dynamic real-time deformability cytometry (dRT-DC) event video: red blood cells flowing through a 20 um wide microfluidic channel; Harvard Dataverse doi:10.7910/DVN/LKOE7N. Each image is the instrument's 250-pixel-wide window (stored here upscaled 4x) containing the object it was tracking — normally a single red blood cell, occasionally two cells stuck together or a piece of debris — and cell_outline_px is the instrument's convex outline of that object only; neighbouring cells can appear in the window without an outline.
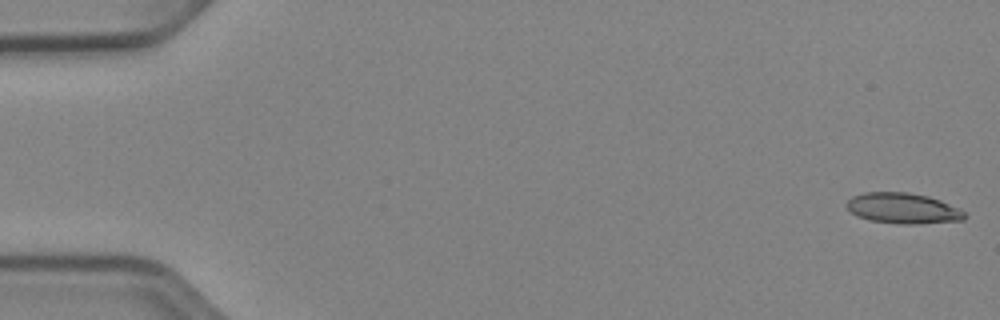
{"species": "Egyptian fruit bat (a non-hibernating species)", "species_latin": "Rousettus aegyptiacus", "temperature_condition": "cold", "stored_images_in_passage": 52, "camera_frame_rate_fps": 3000, "um_per_image_px": 0.085, "animal": {"sex": "female"}, "frame": {"image": 1, "passage_image": 1, "time_ms": 0.0, "image_size_px": [1000, 320], "cell_outline_px": [[968, 216], [964, 220], [916, 224], [900, 224], [868, 220], [856, 216], [848, 208], [848, 200], [852, 196], [864, 192], [908, 192], [928, 196], [940, 200], [960, 208]], "centroid_in_image_um": [76.78, 17.71], "position_along_channel_um": 8.2, "area_um2": 21.15}}
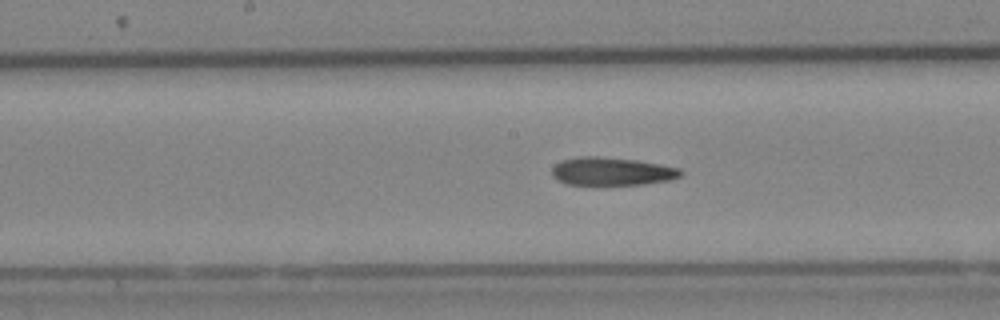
{"frame": {"image": 2, "passage_image": 27, "time_ms": 8.667, "image_size_px": [1000, 320], "cell_outline_px": [[684, 172], [680, 176], [672, 180], [644, 184], [596, 188], [564, 184], [556, 180], [552, 176], [552, 168], [560, 160], [576, 156], [596, 156], [636, 160], [660, 164], [680, 168]], "centroid_in_image_um": [51.94, 14.62], "position_along_channel_um": 196.3, "area_um2": 22.37}}
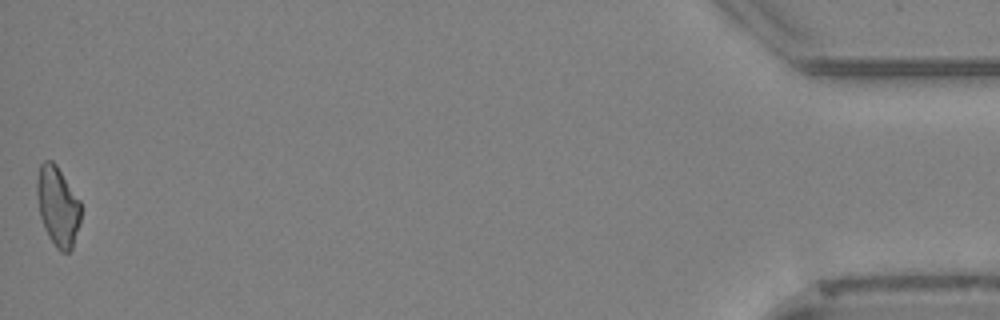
{"frame": {"image": 3, "passage_image": 52, "time_ms": 17.0, "image_size_px": [1000, 320], "cell_outline_px": [[80, 224], [72, 248], [68, 252], [60, 252], [56, 248], [48, 236], [44, 228], [40, 216], [36, 196], [36, 180], [40, 164], [44, 160], [52, 160], [56, 164], [80, 200]], "centroid_in_image_um": [4.89, 17.52], "position_along_channel_um": 430.3, "area_um2": 20.58}, "authors_computed_cell_mechanics": {"area_um2": 21.2415, "velocity_mm_per_s": 3.9243, "shape_relaxation_time_tau1_ms": null, "shape_relaxation_time_tau2_ms": 6.5512, "deformation_change_tau1": null, "deformation_change_tau2": 0.1808}}